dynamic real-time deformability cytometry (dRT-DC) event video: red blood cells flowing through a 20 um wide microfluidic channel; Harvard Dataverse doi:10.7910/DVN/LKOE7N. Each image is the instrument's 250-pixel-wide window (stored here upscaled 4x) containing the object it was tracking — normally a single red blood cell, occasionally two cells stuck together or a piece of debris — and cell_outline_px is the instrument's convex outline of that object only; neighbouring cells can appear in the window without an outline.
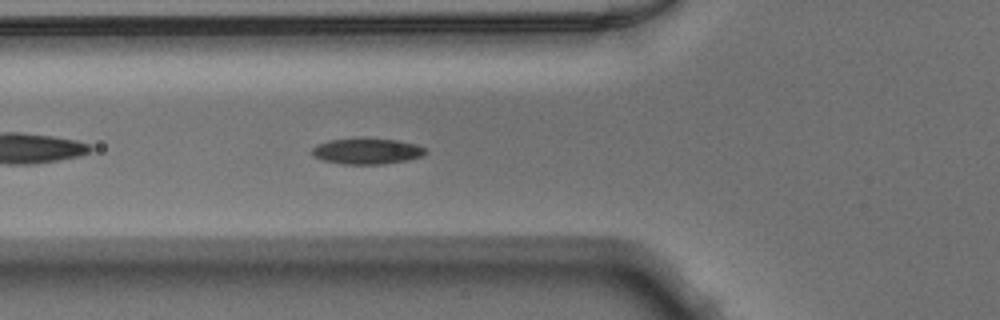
{"species": "Egyptian fruit bat (a non-hibernating species)", "species_latin": "Rousettus aegyptiacus", "temperature_condition": "warm", "stored_images_in_passage": 38, "camera_frame_rate_fps": 3000, "um_per_image_px": 0.085, "animal": {"sex": "male"}, "frame": {"image": 1, "passage_image": 6, "time_ms": 1.667, "image_size_px": [1000, 320], "cell_outline_px": [[428, 152], [424, 156], [408, 160], [384, 164], [340, 164], [320, 160], [312, 156], [312, 148], [316, 144], [328, 140], [360, 136], [364, 136], [396, 140], [416, 144], [424, 148]], "centroid_in_image_um": [31.15, 12.82], "position_along_channel_um": 94.6, "area_um2": 17.92}}
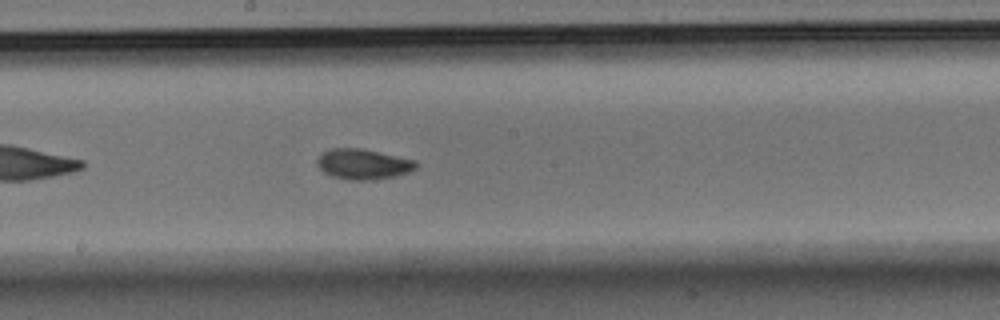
{"frame": {"image": 2, "passage_image": 15, "time_ms": 4.667, "image_size_px": [1000, 320], "cell_outline_px": [[420, 164], [416, 168], [408, 172], [396, 176], [364, 180], [348, 180], [332, 176], [324, 172], [316, 164], [316, 160], [328, 148], [360, 148], [416, 160]], "centroid_in_image_um": [30.87, 13.94], "position_along_channel_um": 217.3, "area_um2": 17.46}}
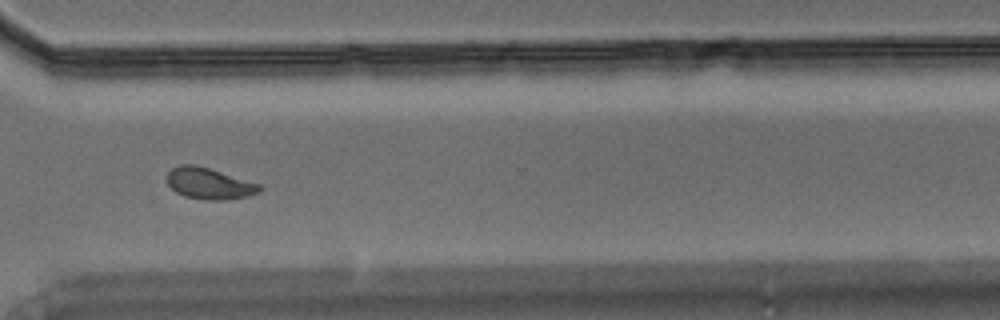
{"frame": {"image": 3, "passage_image": 25, "time_ms": 8.0, "image_size_px": [1000, 320], "cell_outline_px": [[264, 188], [260, 192], [244, 196], [224, 200], [204, 200], [184, 196], [176, 192], [168, 184], [168, 172], [172, 168], [180, 164], [196, 164], [260, 184]], "centroid_in_image_um": [17.78, 15.59], "position_along_channel_um": 352.8, "area_um2": 16.82}}